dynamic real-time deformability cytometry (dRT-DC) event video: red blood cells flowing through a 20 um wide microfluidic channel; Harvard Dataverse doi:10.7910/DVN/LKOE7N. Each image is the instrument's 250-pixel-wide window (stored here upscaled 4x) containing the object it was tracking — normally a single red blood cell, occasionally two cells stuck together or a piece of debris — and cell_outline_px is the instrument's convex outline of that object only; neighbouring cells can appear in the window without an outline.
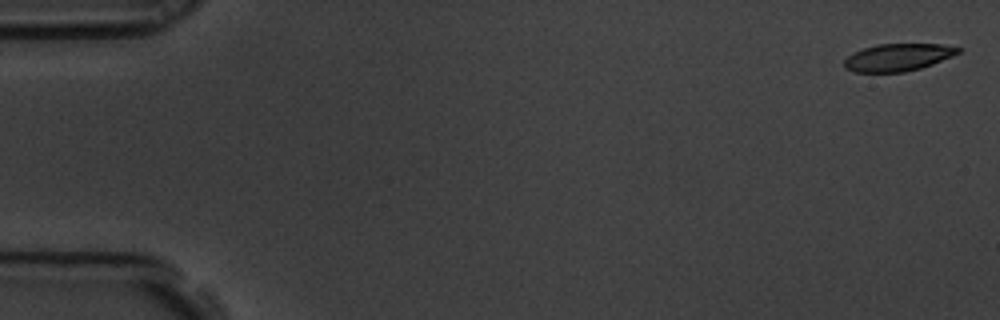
{"species": "common noctule bat (a hibernating species)", "species_latin": "Nyctalus noctula", "temperature_condition": "room temperature", "stored_images_in_passage": 5, "camera_frame_rate_fps": 3000, "um_per_image_px": 0.085, "animal": {"sex": "male", "body_mass_g": 19.5, "forearm_length_mm": 54.6}, "frame": {"image": 1, "passage_image": 1, "time_ms": 0.0, "image_size_px": [1000, 320], "cell_outline_px": [[964, 48], [960, 52], [952, 56], [932, 64], [920, 68], [904, 72], [852, 72], [844, 68], [844, 60], [852, 52], [864, 48], [880, 44], [944, 44]], "centroid_in_image_um": [76.33, 4.87], "position_along_channel_um": 8.7, "area_um2": 18.26}}
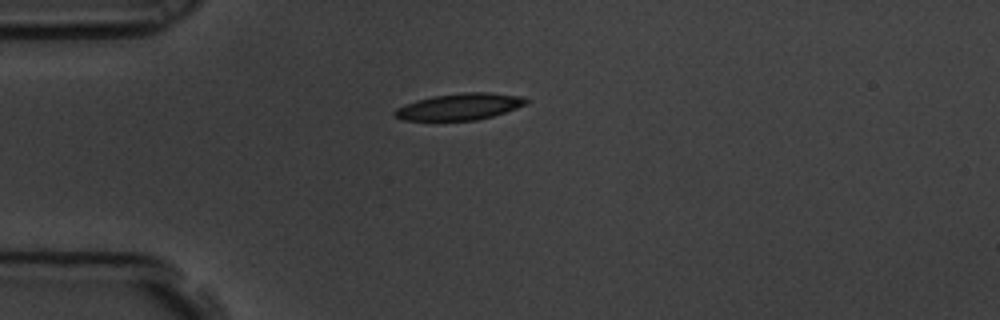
{"frame": {"image": 2, "passage_image": 5, "time_ms": 1.333, "image_size_px": [1000, 320], "cell_outline_px": [[528, 100], [524, 104], [516, 108], [492, 116], [476, 120], [400, 120], [392, 112], [396, 108], [404, 104], [416, 100], [432, 96], [464, 92], [492, 92], [520, 96]], "centroid_in_image_um": [39.01, 9.06], "position_along_channel_um": 46.0, "area_um2": 20.23}}